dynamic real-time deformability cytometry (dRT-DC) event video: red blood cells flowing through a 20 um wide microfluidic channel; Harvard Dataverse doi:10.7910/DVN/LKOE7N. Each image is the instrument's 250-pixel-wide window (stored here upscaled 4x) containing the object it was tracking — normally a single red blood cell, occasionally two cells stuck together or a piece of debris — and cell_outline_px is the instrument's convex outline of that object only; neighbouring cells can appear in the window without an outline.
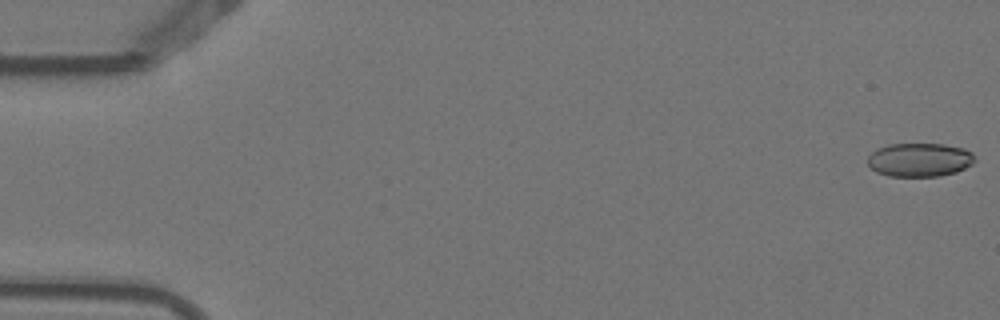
{"species": "Egyptian fruit bat (a non-hibernating species)", "species_latin": "Rousettus aegyptiacus", "temperature_condition": "warm", "stored_images_in_passage": 4, "camera_frame_rate_fps": 3000, "um_per_image_px": 0.085, "animal": {"sex": "female"}, "frame": {"image": 1, "passage_image": 1, "time_ms": 0.0, "image_size_px": [1000, 320], "cell_outline_px": [[976, 160], [972, 164], [956, 172], [940, 176], [888, 176], [876, 172], [868, 164], [868, 156], [876, 148], [888, 144], [944, 144], [964, 148], [972, 152], [976, 156]], "centroid_in_image_um": [78.18, 13.58], "position_along_channel_um": 6.8, "area_um2": 21.21}}
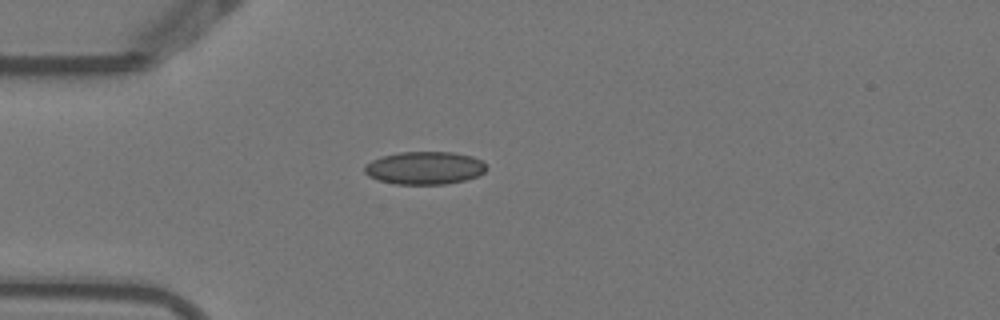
{"frame": {"image": 2, "passage_image": 4, "time_ms": 1.0, "image_size_px": [1000, 320], "cell_outline_px": [[488, 168], [480, 176], [464, 180], [444, 184], [396, 184], [380, 180], [368, 176], [364, 172], [364, 164], [380, 156], [400, 152], [452, 152], [472, 156], [480, 160]], "centroid_in_image_um": [36.08, 14.27], "position_along_channel_um": 48.9, "area_um2": 23.41}}